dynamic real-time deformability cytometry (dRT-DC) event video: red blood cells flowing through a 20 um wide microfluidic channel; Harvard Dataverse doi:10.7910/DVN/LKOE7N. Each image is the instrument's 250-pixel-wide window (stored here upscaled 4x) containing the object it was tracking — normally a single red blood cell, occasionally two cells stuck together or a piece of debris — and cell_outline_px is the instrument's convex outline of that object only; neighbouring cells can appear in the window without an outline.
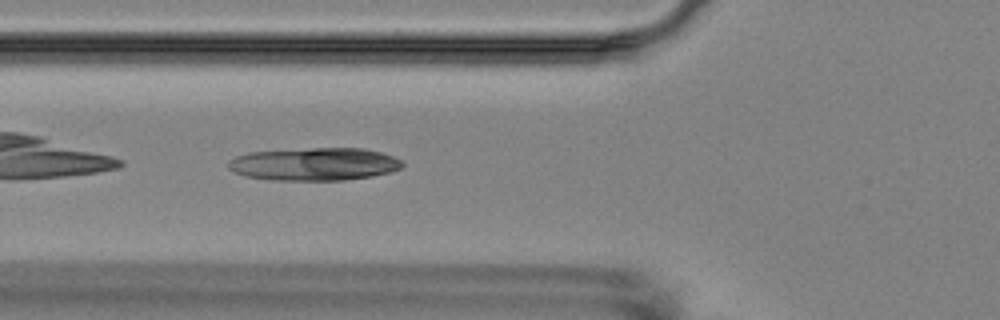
{"species": "Egyptian fruit bat (a non-hibernating species)", "species_latin": "Rousettus aegyptiacus", "temperature_condition": "room temperature", "stored_images_in_passage": 3, "camera_frame_rate_fps": 3000, "um_per_image_px": 0.085, "animal": {"sex": "female"}, "frame": {"image": 1, "passage_image": 3, "time_ms": 2.0, "image_size_px": [1000, 320], "cell_outline_px": [[404, 164], [400, 168], [392, 172], [372, 176], [344, 180], [272, 180], [244, 176], [228, 168], [228, 160], [236, 156], [248, 152], [312, 148], [364, 148], [380, 152], [392, 156], [400, 160]], "centroid_in_image_um": [26.71, 13.95], "position_along_channel_um": 99.1, "area_um2": 33.35}}